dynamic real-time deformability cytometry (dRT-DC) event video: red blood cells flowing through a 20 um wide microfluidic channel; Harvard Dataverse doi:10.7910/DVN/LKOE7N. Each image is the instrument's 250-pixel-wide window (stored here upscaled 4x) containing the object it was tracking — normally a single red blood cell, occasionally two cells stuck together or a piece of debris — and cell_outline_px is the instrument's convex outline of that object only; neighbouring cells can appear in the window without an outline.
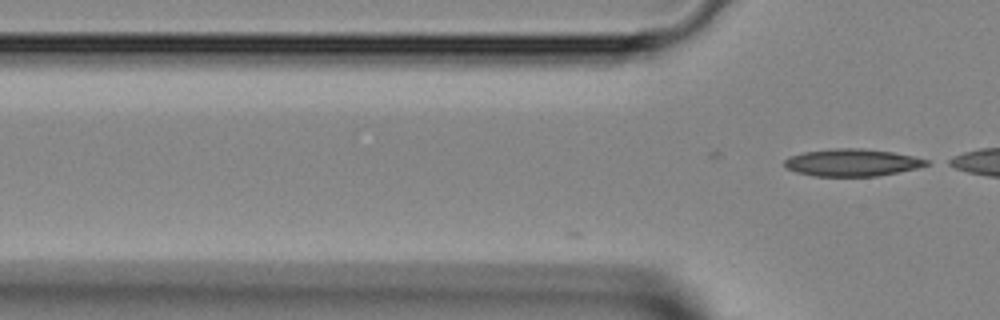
{"species": "Egyptian fruit bat (a non-hibernating species)", "species_latin": "Rousettus aegyptiacus", "temperature_condition": "room temperature", "stored_images_in_passage": 9, "camera_frame_rate_fps": 3000, "um_per_image_px": 0.085, "animal": {"sex": "female"}, "frame": {"image": 1, "passage_image": 9, "time_ms": 2.667, "image_size_px": [1000, 320], "cell_outline_px": [[928, 164], [916, 168], [876, 176], [812, 176], [796, 172], [788, 168], [784, 164], [784, 160], [788, 156], [804, 152], [832, 148], [860, 148], [892, 152], [912, 156], [928, 160]], "centroid_in_image_um": [72.37, 13.81], "position_along_channel_um": 53.4, "area_um2": 22.37}}